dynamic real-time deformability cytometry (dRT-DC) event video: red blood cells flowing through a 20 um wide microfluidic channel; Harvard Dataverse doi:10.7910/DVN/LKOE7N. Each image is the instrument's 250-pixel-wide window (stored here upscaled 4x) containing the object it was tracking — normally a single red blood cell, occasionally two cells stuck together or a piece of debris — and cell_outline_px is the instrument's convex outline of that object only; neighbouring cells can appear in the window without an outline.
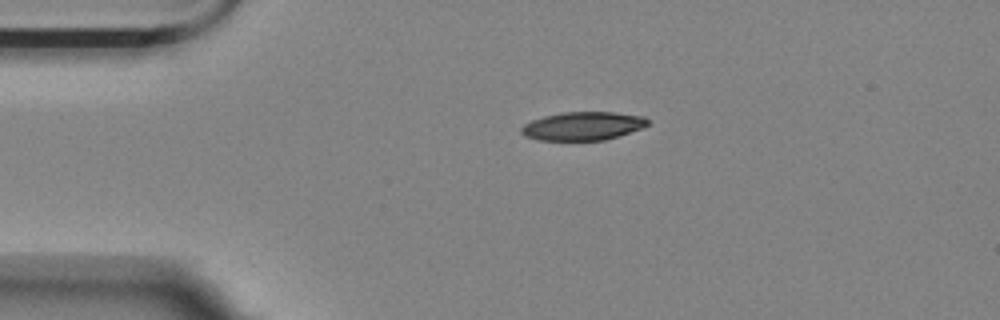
{"species": "Egyptian fruit bat (a non-hibernating species)", "species_latin": "Rousettus aegyptiacus", "temperature_condition": "room temperature", "stored_images_in_passage": 9, "camera_frame_rate_fps": 3000, "um_per_image_px": 0.085, "animal": {"sex": "female"}, "frame": {"image": 1, "passage_image": 1, "time_ms": 0.0, "image_size_px": [1000, 320], "cell_outline_px": [[652, 120], [648, 124], [640, 128], [604, 140], [540, 140], [524, 136], [520, 132], [520, 128], [524, 124], [532, 120], [544, 116], [564, 112], [616, 112], [644, 116]], "centroid_in_image_um": [49.53, 10.7], "position_along_channel_um": 35.5, "area_um2": 20.87}}
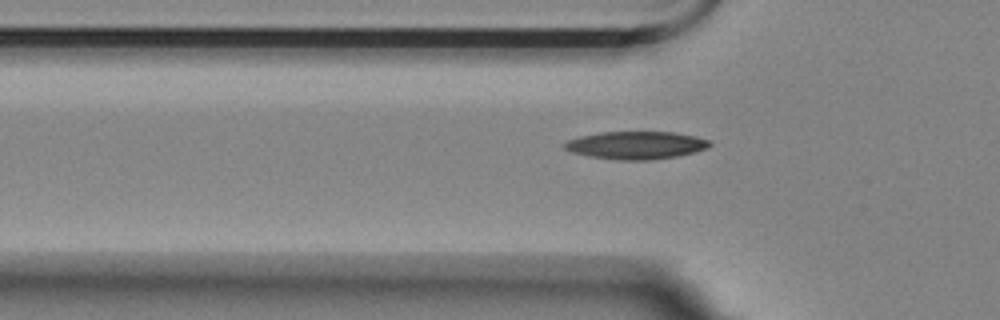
{"frame": {"image": 2, "passage_image": 7, "time_ms": 2.0, "image_size_px": [1000, 320], "cell_outline_px": [[712, 144], [704, 148], [692, 152], [676, 156], [652, 160], [620, 160], [592, 156], [572, 152], [564, 148], [564, 144], [568, 140], [580, 136], [600, 132], [672, 132], [692, 136], [708, 140]], "centroid_in_image_um": [54.02, 12.34], "position_along_channel_um": 71.8, "area_um2": 23.0}}